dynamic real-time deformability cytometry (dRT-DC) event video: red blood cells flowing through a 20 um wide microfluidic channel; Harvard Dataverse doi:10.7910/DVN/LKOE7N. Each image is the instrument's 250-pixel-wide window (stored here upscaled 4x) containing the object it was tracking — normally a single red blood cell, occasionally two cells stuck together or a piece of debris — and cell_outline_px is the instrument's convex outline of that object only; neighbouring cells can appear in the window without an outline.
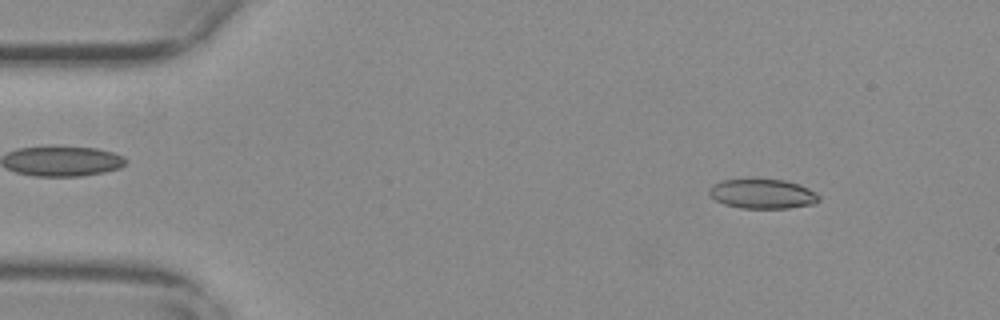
{"species": "common noctule bat (a hibernating species)", "species_latin": "Nyctalus noctula", "temperature_condition": "warm", "stored_images_in_passage": 55, "camera_frame_rate_fps": 3000, "um_per_image_px": 0.085, "animal": {"sex": "female", "body_mass_g": 29.2, "forearm_length_mm": 56.3}, "frame": {"image": 1, "passage_image": 6, "time_ms": 1.667, "image_size_px": [1000, 320], "cell_outline_px": [[820, 200], [816, 204], [788, 208], [740, 208], [724, 204], [716, 200], [708, 192], [708, 188], [712, 184], [720, 180], [784, 180], [800, 184], [816, 192], [820, 196]], "centroid_in_image_um": [64.84, 16.49], "position_along_channel_um": 20.2, "area_um2": 18.96}}
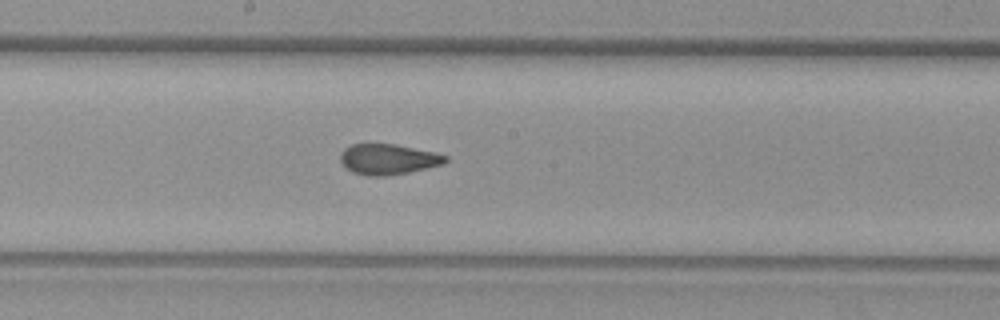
{"frame": {"image": 2, "passage_image": 29, "time_ms": 9.333, "image_size_px": [1000, 320], "cell_outline_px": [[448, 160], [440, 164], [408, 172], [388, 176], [368, 176], [352, 172], [340, 160], [340, 152], [344, 148], [352, 144], [396, 144], [436, 152], [448, 156]], "centroid_in_image_um": [32.98, 13.52], "position_along_channel_um": 215.2, "area_um2": 18.61}}
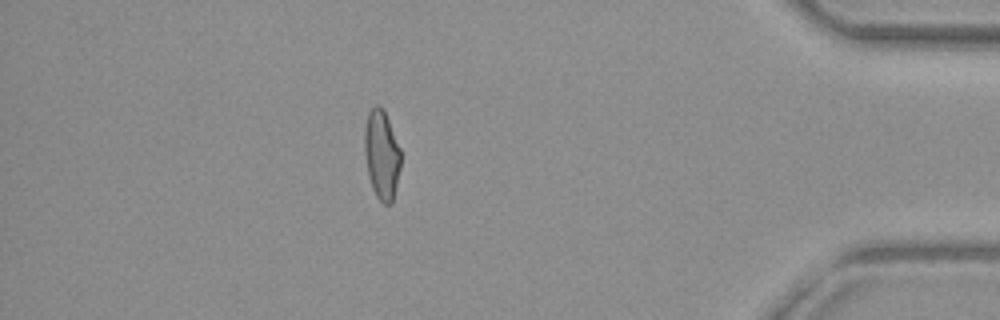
{"frame": {"image": 3, "passage_image": 48, "time_ms": 15.667, "image_size_px": [1000, 320], "cell_outline_px": [[400, 168], [392, 204], [384, 204], [376, 196], [372, 188], [368, 176], [364, 152], [364, 132], [368, 112], [376, 104], [380, 104], [384, 108], [400, 148]], "centroid_in_image_um": [32.43, 13.13], "position_along_channel_um": 402.8, "area_um2": 19.02}, "authors_computed_cell_mechanics": {"area_um2": 19.2474, "velocity_mm_per_s": 3.6982, "shape_relaxation_time_tau1_ms": null, "shape_relaxation_time_tau2_ms": 1.2494, "deformation_change_tau1": null, "deformation_change_tau2": 0.0714}}